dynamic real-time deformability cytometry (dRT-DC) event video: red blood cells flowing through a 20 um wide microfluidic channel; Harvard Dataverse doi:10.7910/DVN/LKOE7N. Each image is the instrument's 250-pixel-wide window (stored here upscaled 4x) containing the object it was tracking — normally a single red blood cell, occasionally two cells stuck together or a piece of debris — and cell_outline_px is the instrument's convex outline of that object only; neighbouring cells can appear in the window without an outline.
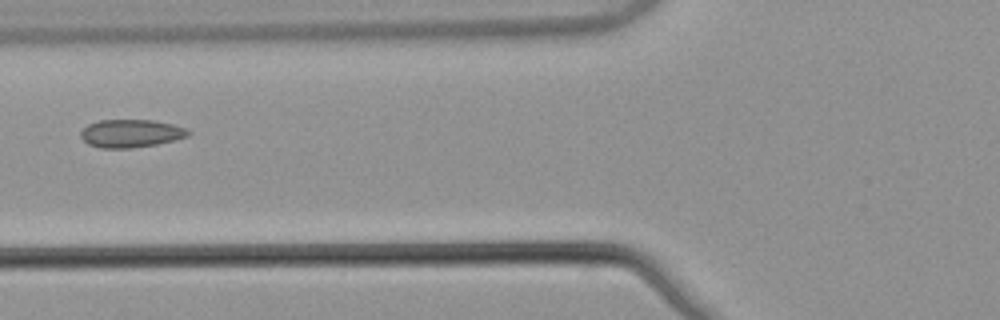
{"species": "common noctule bat (a hibernating species)", "species_latin": "Nyctalus noctula", "temperature_condition": "warm", "stored_images_in_passage": 6, "camera_frame_rate_fps": 3000, "um_per_image_px": 0.085, "animal": {"sex": "male", "body_mass_g": 21.5, "forearm_length_mm": 52.0}, "frame": {"image": 1, "passage_image": 5, "time_ms": 1.333, "image_size_px": [1000, 320], "cell_outline_px": [[192, 132], [188, 136], [156, 144], [128, 148], [100, 148], [88, 144], [80, 136], [80, 132], [88, 124], [100, 120], [152, 120], [172, 124], [184, 128]], "centroid_in_image_um": [11.1, 11.33], "position_along_channel_um": 114.7, "area_um2": 17.34}}
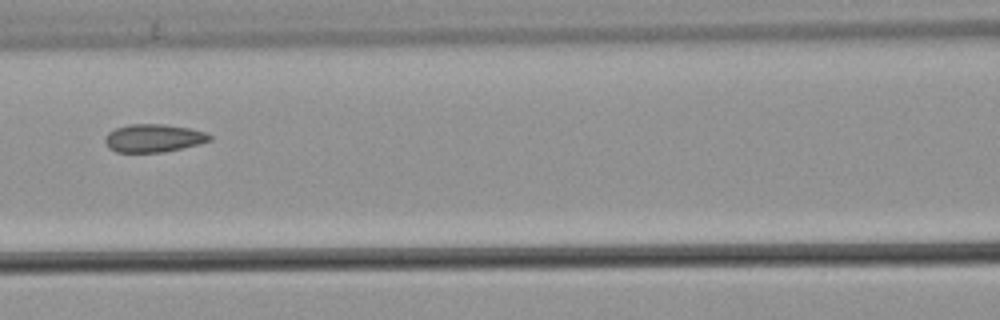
{"frame": {"image": 2, "passage_image": 6, "time_ms": 1.667, "image_size_px": [1000, 320], "cell_outline_px": [[212, 140], [200, 144], [164, 152], [116, 152], [108, 148], [104, 140], [108, 132], [116, 128], [128, 124], [164, 124], [188, 128], [204, 132], [212, 136]], "centroid_in_image_um": [13.04, 11.74], "position_along_channel_um": 153.6, "area_um2": 17.11}}